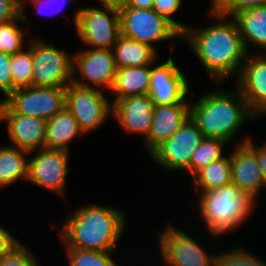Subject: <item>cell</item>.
I'll use <instances>...</instances> for the list:
<instances>
[{
    "label": "cell",
    "mask_w": 266,
    "mask_h": 266,
    "mask_svg": "<svg viewBox=\"0 0 266 266\" xmlns=\"http://www.w3.org/2000/svg\"><path fill=\"white\" fill-rule=\"evenodd\" d=\"M207 12L215 23L200 28L188 25L181 40L192 50L212 82L224 84L232 77L238 78L248 53L234 19L211 8Z\"/></svg>",
    "instance_id": "cell-1"
},
{
    "label": "cell",
    "mask_w": 266,
    "mask_h": 266,
    "mask_svg": "<svg viewBox=\"0 0 266 266\" xmlns=\"http://www.w3.org/2000/svg\"><path fill=\"white\" fill-rule=\"evenodd\" d=\"M127 220L125 212L115 206L87 203L66 216L58 232L60 243L83 250L115 251L128 229Z\"/></svg>",
    "instance_id": "cell-2"
},
{
    "label": "cell",
    "mask_w": 266,
    "mask_h": 266,
    "mask_svg": "<svg viewBox=\"0 0 266 266\" xmlns=\"http://www.w3.org/2000/svg\"><path fill=\"white\" fill-rule=\"evenodd\" d=\"M215 85L216 90L206 91L190 102V117L205 138L223 139L229 144L233 141L234 145L243 144L251 137L245 135L239 140V128L257 118L236 86V91H226L220 88L222 83Z\"/></svg>",
    "instance_id": "cell-3"
},
{
    "label": "cell",
    "mask_w": 266,
    "mask_h": 266,
    "mask_svg": "<svg viewBox=\"0 0 266 266\" xmlns=\"http://www.w3.org/2000/svg\"><path fill=\"white\" fill-rule=\"evenodd\" d=\"M196 200L198 214L211 238L232 234L231 232L243 227L241 225H245L244 223L252 217L253 211L257 209L255 205L258 204L232 182L220 188L198 193Z\"/></svg>",
    "instance_id": "cell-4"
},
{
    "label": "cell",
    "mask_w": 266,
    "mask_h": 266,
    "mask_svg": "<svg viewBox=\"0 0 266 266\" xmlns=\"http://www.w3.org/2000/svg\"><path fill=\"white\" fill-rule=\"evenodd\" d=\"M120 34L135 41L147 44L157 52V43L170 41L169 55L174 54L175 40L182 33L164 16L152 9L125 7L119 11Z\"/></svg>",
    "instance_id": "cell-5"
},
{
    "label": "cell",
    "mask_w": 266,
    "mask_h": 266,
    "mask_svg": "<svg viewBox=\"0 0 266 266\" xmlns=\"http://www.w3.org/2000/svg\"><path fill=\"white\" fill-rule=\"evenodd\" d=\"M30 38L27 46L32 50L33 86L67 87L73 79V56L42 37Z\"/></svg>",
    "instance_id": "cell-6"
},
{
    "label": "cell",
    "mask_w": 266,
    "mask_h": 266,
    "mask_svg": "<svg viewBox=\"0 0 266 266\" xmlns=\"http://www.w3.org/2000/svg\"><path fill=\"white\" fill-rule=\"evenodd\" d=\"M73 15L76 35L88 49H113L120 35L119 10L83 6Z\"/></svg>",
    "instance_id": "cell-7"
},
{
    "label": "cell",
    "mask_w": 266,
    "mask_h": 266,
    "mask_svg": "<svg viewBox=\"0 0 266 266\" xmlns=\"http://www.w3.org/2000/svg\"><path fill=\"white\" fill-rule=\"evenodd\" d=\"M165 227V228H164ZM156 231L161 262L164 266H213L216 254H209L203 244L179 227L168 222Z\"/></svg>",
    "instance_id": "cell-8"
},
{
    "label": "cell",
    "mask_w": 266,
    "mask_h": 266,
    "mask_svg": "<svg viewBox=\"0 0 266 266\" xmlns=\"http://www.w3.org/2000/svg\"><path fill=\"white\" fill-rule=\"evenodd\" d=\"M202 132L189 117L167 140L157 146L149 156L155 164L167 172L190 174V160L194 150L202 143Z\"/></svg>",
    "instance_id": "cell-9"
},
{
    "label": "cell",
    "mask_w": 266,
    "mask_h": 266,
    "mask_svg": "<svg viewBox=\"0 0 266 266\" xmlns=\"http://www.w3.org/2000/svg\"><path fill=\"white\" fill-rule=\"evenodd\" d=\"M65 107L78 121L84 134L99 129L112 117V103L105 91L72 82L65 90Z\"/></svg>",
    "instance_id": "cell-10"
},
{
    "label": "cell",
    "mask_w": 266,
    "mask_h": 266,
    "mask_svg": "<svg viewBox=\"0 0 266 266\" xmlns=\"http://www.w3.org/2000/svg\"><path fill=\"white\" fill-rule=\"evenodd\" d=\"M70 155L65 150L45 147L30 152L27 182L66 198Z\"/></svg>",
    "instance_id": "cell-11"
},
{
    "label": "cell",
    "mask_w": 266,
    "mask_h": 266,
    "mask_svg": "<svg viewBox=\"0 0 266 266\" xmlns=\"http://www.w3.org/2000/svg\"><path fill=\"white\" fill-rule=\"evenodd\" d=\"M73 55L72 83L89 88L111 91L116 75L113 50L82 49Z\"/></svg>",
    "instance_id": "cell-12"
},
{
    "label": "cell",
    "mask_w": 266,
    "mask_h": 266,
    "mask_svg": "<svg viewBox=\"0 0 266 266\" xmlns=\"http://www.w3.org/2000/svg\"><path fill=\"white\" fill-rule=\"evenodd\" d=\"M66 87H20L3 102L15 113L49 120L65 107Z\"/></svg>",
    "instance_id": "cell-13"
},
{
    "label": "cell",
    "mask_w": 266,
    "mask_h": 266,
    "mask_svg": "<svg viewBox=\"0 0 266 266\" xmlns=\"http://www.w3.org/2000/svg\"><path fill=\"white\" fill-rule=\"evenodd\" d=\"M172 55H169L164 62L159 61L156 64L157 61H155L151 65L148 95L155 106L189 102L187 95H189L190 83Z\"/></svg>",
    "instance_id": "cell-14"
},
{
    "label": "cell",
    "mask_w": 266,
    "mask_h": 266,
    "mask_svg": "<svg viewBox=\"0 0 266 266\" xmlns=\"http://www.w3.org/2000/svg\"><path fill=\"white\" fill-rule=\"evenodd\" d=\"M3 121L11 146L29 153L45 147L46 120L17 114L0 101V122Z\"/></svg>",
    "instance_id": "cell-15"
},
{
    "label": "cell",
    "mask_w": 266,
    "mask_h": 266,
    "mask_svg": "<svg viewBox=\"0 0 266 266\" xmlns=\"http://www.w3.org/2000/svg\"><path fill=\"white\" fill-rule=\"evenodd\" d=\"M253 53L247 54L234 83L258 119L266 115V57L262 53Z\"/></svg>",
    "instance_id": "cell-16"
},
{
    "label": "cell",
    "mask_w": 266,
    "mask_h": 266,
    "mask_svg": "<svg viewBox=\"0 0 266 266\" xmlns=\"http://www.w3.org/2000/svg\"><path fill=\"white\" fill-rule=\"evenodd\" d=\"M232 147V152L228 151L231 164V182L258 202V194L262 190L264 191L266 184L255 156V141L250 138L245 143Z\"/></svg>",
    "instance_id": "cell-17"
},
{
    "label": "cell",
    "mask_w": 266,
    "mask_h": 266,
    "mask_svg": "<svg viewBox=\"0 0 266 266\" xmlns=\"http://www.w3.org/2000/svg\"><path fill=\"white\" fill-rule=\"evenodd\" d=\"M112 117L127 133L142 137L148 135L154 112V104L148 94L111 100Z\"/></svg>",
    "instance_id": "cell-18"
},
{
    "label": "cell",
    "mask_w": 266,
    "mask_h": 266,
    "mask_svg": "<svg viewBox=\"0 0 266 266\" xmlns=\"http://www.w3.org/2000/svg\"><path fill=\"white\" fill-rule=\"evenodd\" d=\"M190 117V102L154 106L151 128L142 141L148 155L170 138Z\"/></svg>",
    "instance_id": "cell-19"
},
{
    "label": "cell",
    "mask_w": 266,
    "mask_h": 266,
    "mask_svg": "<svg viewBox=\"0 0 266 266\" xmlns=\"http://www.w3.org/2000/svg\"><path fill=\"white\" fill-rule=\"evenodd\" d=\"M232 18L237 23L247 53L252 47L262 53L266 49V5L241 11Z\"/></svg>",
    "instance_id": "cell-20"
},
{
    "label": "cell",
    "mask_w": 266,
    "mask_h": 266,
    "mask_svg": "<svg viewBox=\"0 0 266 266\" xmlns=\"http://www.w3.org/2000/svg\"><path fill=\"white\" fill-rule=\"evenodd\" d=\"M78 121L71 112L64 107L52 118L47 120L45 148L70 151V143L78 137L84 136Z\"/></svg>",
    "instance_id": "cell-21"
},
{
    "label": "cell",
    "mask_w": 266,
    "mask_h": 266,
    "mask_svg": "<svg viewBox=\"0 0 266 266\" xmlns=\"http://www.w3.org/2000/svg\"><path fill=\"white\" fill-rule=\"evenodd\" d=\"M116 68L148 66L159 61V54L151 46L119 35L113 47Z\"/></svg>",
    "instance_id": "cell-22"
},
{
    "label": "cell",
    "mask_w": 266,
    "mask_h": 266,
    "mask_svg": "<svg viewBox=\"0 0 266 266\" xmlns=\"http://www.w3.org/2000/svg\"><path fill=\"white\" fill-rule=\"evenodd\" d=\"M151 65L118 68L115 81L109 94L119 100L123 97L148 94L150 87Z\"/></svg>",
    "instance_id": "cell-23"
},
{
    "label": "cell",
    "mask_w": 266,
    "mask_h": 266,
    "mask_svg": "<svg viewBox=\"0 0 266 266\" xmlns=\"http://www.w3.org/2000/svg\"><path fill=\"white\" fill-rule=\"evenodd\" d=\"M30 153L14 146H0V190L19 180L28 181Z\"/></svg>",
    "instance_id": "cell-24"
},
{
    "label": "cell",
    "mask_w": 266,
    "mask_h": 266,
    "mask_svg": "<svg viewBox=\"0 0 266 266\" xmlns=\"http://www.w3.org/2000/svg\"><path fill=\"white\" fill-rule=\"evenodd\" d=\"M195 196L201 192L223 187L231 183V164L229 155L215 160L196 172L192 177Z\"/></svg>",
    "instance_id": "cell-25"
},
{
    "label": "cell",
    "mask_w": 266,
    "mask_h": 266,
    "mask_svg": "<svg viewBox=\"0 0 266 266\" xmlns=\"http://www.w3.org/2000/svg\"><path fill=\"white\" fill-rule=\"evenodd\" d=\"M26 14V9L21 8V17L18 20L0 24V51L13 55L27 46L31 33L27 29L29 20Z\"/></svg>",
    "instance_id": "cell-26"
},
{
    "label": "cell",
    "mask_w": 266,
    "mask_h": 266,
    "mask_svg": "<svg viewBox=\"0 0 266 266\" xmlns=\"http://www.w3.org/2000/svg\"><path fill=\"white\" fill-rule=\"evenodd\" d=\"M228 142L218 138H204L202 143L194 150L190 160L191 177L211 162L223 158Z\"/></svg>",
    "instance_id": "cell-27"
},
{
    "label": "cell",
    "mask_w": 266,
    "mask_h": 266,
    "mask_svg": "<svg viewBox=\"0 0 266 266\" xmlns=\"http://www.w3.org/2000/svg\"><path fill=\"white\" fill-rule=\"evenodd\" d=\"M68 266H121L113 256L115 251L99 252L65 247Z\"/></svg>",
    "instance_id": "cell-28"
},
{
    "label": "cell",
    "mask_w": 266,
    "mask_h": 266,
    "mask_svg": "<svg viewBox=\"0 0 266 266\" xmlns=\"http://www.w3.org/2000/svg\"><path fill=\"white\" fill-rule=\"evenodd\" d=\"M32 50L26 46L21 52L11 55L13 91L20 87L33 86Z\"/></svg>",
    "instance_id": "cell-29"
},
{
    "label": "cell",
    "mask_w": 266,
    "mask_h": 266,
    "mask_svg": "<svg viewBox=\"0 0 266 266\" xmlns=\"http://www.w3.org/2000/svg\"><path fill=\"white\" fill-rule=\"evenodd\" d=\"M246 247L236 246L228 251L216 253V264L218 266H266V262L255 255Z\"/></svg>",
    "instance_id": "cell-30"
},
{
    "label": "cell",
    "mask_w": 266,
    "mask_h": 266,
    "mask_svg": "<svg viewBox=\"0 0 266 266\" xmlns=\"http://www.w3.org/2000/svg\"><path fill=\"white\" fill-rule=\"evenodd\" d=\"M262 5H266V0H209V7L213 11L227 17Z\"/></svg>",
    "instance_id": "cell-31"
},
{
    "label": "cell",
    "mask_w": 266,
    "mask_h": 266,
    "mask_svg": "<svg viewBox=\"0 0 266 266\" xmlns=\"http://www.w3.org/2000/svg\"><path fill=\"white\" fill-rule=\"evenodd\" d=\"M20 242L0 260V266H39L35 254Z\"/></svg>",
    "instance_id": "cell-32"
},
{
    "label": "cell",
    "mask_w": 266,
    "mask_h": 266,
    "mask_svg": "<svg viewBox=\"0 0 266 266\" xmlns=\"http://www.w3.org/2000/svg\"><path fill=\"white\" fill-rule=\"evenodd\" d=\"M183 0H154L153 9L160 15L170 21L181 33L189 24H183L174 19V15L181 9Z\"/></svg>",
    "instance_id": "cell-33"
},
{
    "label": "cell",
    "mask_w": 266,
    "mask_h": 266,
    "mask_svg": "<svg viewBox=\"0 0 266 266\" xmlns=\"http://www.w3.org/2000/svg\"><path fill=\"white\" fill-rule=\"evenodd\" d=\"M0 92L5 100L13 92V78L11 73V55L0 51Z\"/></svg>",
    "instance_id": "cell-34"
},
{
    "label": "cell",
    "mask_w": 266,
    "mask_h": 266,
    "mask_svg": "<svg viewBox=\"0 0 266 266\" xmlns=\"http://www.w3.org/2000/svg\"><path fill=\"white\" fill-rule=\"evenodd\" d=\"M21 17V0H0V24L18 20Z\"/></svg>",
    "instance_id": "cell-35"
},
{
    "label": "cell",
    "mask_w": 266,
    "mask_h": 266,
    "mask_svg": "<svg viewBox=\"0 0 266 266\" xmlns=\"http://www.w3.org/2000/svg\"><path fill=\"white\" fill-rule=\"evenodd\" d=\"M21 241L14 237L13 234L0 225V260L5 257L14 247H16Z\"/></svg>",
    "instance_id": "cell-36"
},
{
    "label": "cell",
    "mask_w": 266,
    "mask_h": 266,
    "mask_svg": "<svg viewBox=\"0 0 266 266\" xmlns=\"http://www.w3.org/2000/svg\"><path fill=\"white\" fill-rule=\"evenodd\" d=\"M26 4H31L29 6H33V10H35L38 15L53 16L52 4L48 0H21V8H25Z\"/></svg>",
    "instance_id": "cell-37"
},
{
    "label": "cell",
    "mask_w": 266,
    "mask_h": 266,
    "mask_svg": "<svg viewBox=\"0 0 266 266\" xmlns=\"http://www.w3.org/2000/svg\"><path fill=\"white\" fill-rule=\"evenodd\" d=\"M255 156L266 184V143L263 145H257L255 143Z\"/></svg>",
    "instance_id": "cell-38"
},
{
    "label": "cell",
    "mask_w": 266,
    "mask_h": 266,
    "mask_svg": "<svg viewBox=\"0 0 266 266\" xmlns=\"http://www.w3.org/2000/svg\"><path fill=\"white\" fill-rule=\"evenodd\" d=\"M102 7L121 10L126 7L128 0H99Z\"/></svg>",
    "instance_id": "cell-39"
},
{
    "label": "cell",
    "mask_w": 266,
    "mask_h": 266,
    "mask_svg": "<svg viewBox=\"0 0 266 266\" xmlns=\"http://www.w3.org/2000/svg\"><path fill=\"white\" fill-rule=\"evenodd\" d=\"M154 0H128L126 7L152 9Z\"/></svg>",
    "instance_id": "cell-40"
},
{
    "label": "cell",
    "mask_w": 266,
    "mask_h": 266,
    "mask_svg": "<svg viewBox=\"0 0 266 266\" xmlns=\"http://www.w3.org/2000/svg\"><path fill=\"white\" fill-rule=\"evenodd\" d=\"M48 1H50L52 4L53 16L61 12L64 6H66L69 2H71V0H48Z\"/></svg>",
    "instance_id": "cell-41"
},
{
    "label": "cell",
    "mask_w": 266,
    "mask_h": 266,
    "mask_svg": "<svg viewBox=\"0 0 266 266\" xmlns=\"http://www.w3.org/2000/svg\"><path fill=\"white\" fill-rule=\"evenodd\" d=\"M262 54L266 57V49H264Z\"/></svg>",
    "instance_id": "cell-42"
}]
</instances>
